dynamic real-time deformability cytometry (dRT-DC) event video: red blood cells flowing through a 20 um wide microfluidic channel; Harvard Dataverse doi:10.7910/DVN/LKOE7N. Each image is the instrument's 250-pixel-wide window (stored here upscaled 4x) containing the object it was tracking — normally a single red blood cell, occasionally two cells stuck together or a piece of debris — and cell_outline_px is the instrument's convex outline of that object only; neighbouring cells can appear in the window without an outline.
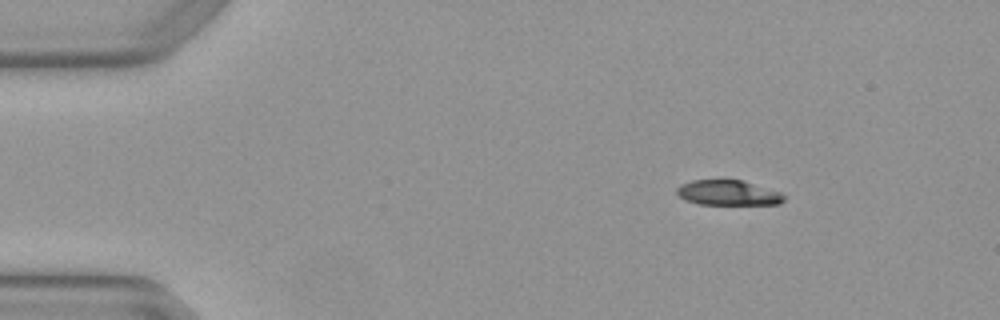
{"species": "Egyptian fruit bat (a non-hibernating species)", "species_latin": "Rousettus aegyptiacus", "temperature_condition": "warm", "stored_images_in_passage": 4, "camera_frame_rate_fps": 3000, "um_per_image_px": 0.085, "animal": {"sex": "female"}, "frame": {"image": 1, "passage_image": 2, "time_ms": 0.333, "image_size_px": [1000, 320], "cell_outline_px": [[784, 200], [780, 204], [696, 204], [684, 200], [676, 192], [676, 188], [680, 184], [692, 180], [740, 180], [780, 192], [784, 196]], "centroid_in_image_um": [61.83, 16.39], "position_along_channel_um": 23.2, "area_um2": 15.55}}
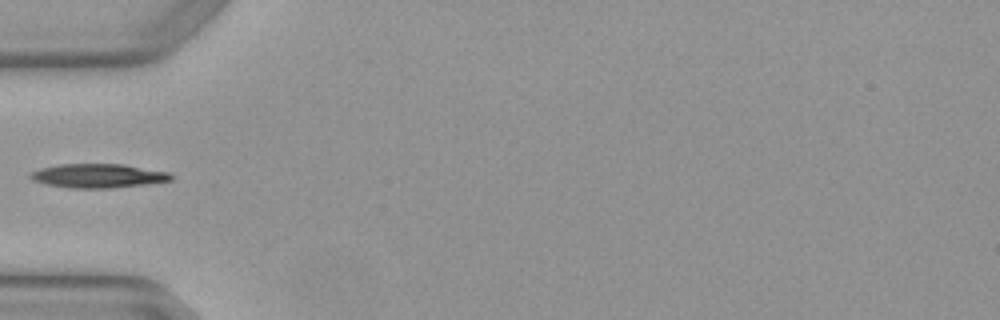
{"frame": {"image": 2, "passage_image": 4, "time_ms": 1.0, "image_size_px": [1000, 320], "cell_outline_px": [[176, 176], [172, 180], [148, 184], [112, 188], [72, 188], [44, 184], [32, 180], [28, 176], [32, 172], [40, 168], [60, 164], [124, 164], [168, 172]], "centroid_in_image_um": [8.36, 14.94], "position_along_channel_um": 76.6, "area_um2": 19.83}}